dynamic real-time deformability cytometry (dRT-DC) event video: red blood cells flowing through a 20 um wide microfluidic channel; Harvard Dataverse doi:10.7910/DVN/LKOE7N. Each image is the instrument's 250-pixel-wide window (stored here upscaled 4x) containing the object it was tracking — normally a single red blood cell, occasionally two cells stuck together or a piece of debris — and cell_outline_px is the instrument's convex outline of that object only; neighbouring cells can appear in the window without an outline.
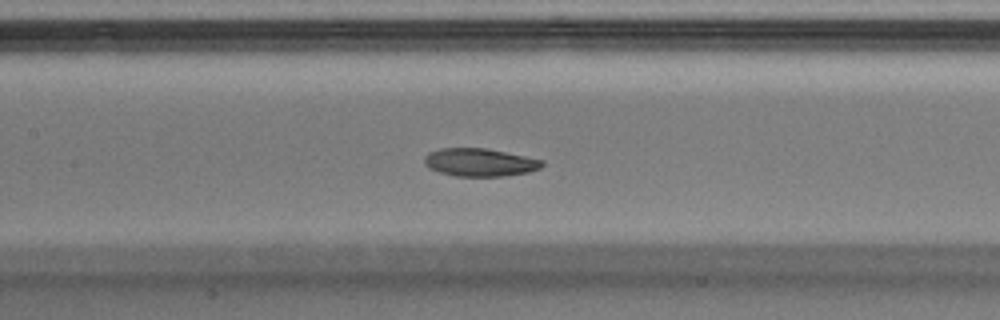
{"species": "Egyptian fruit bat (a non-hibernating species)", "species_latin": "Rousettus aegyptiacus", "temperature_condition": "warm", "stored_images_in_passage": 51, "camera_frame_rate_fps": 3000, "um_per_image_px": 0.085, "animal": {"sex": "male"}, "frame": {"image": 1, "passage_image": 23, "time_ms": 7.333, "image_size_px": [1000, 320], "cell_outline_px": [[544, 164], [540, 168], [528, 172], [504, 176], [456, 176], [440, 172], [428, 168], [424, 164], [424, 156], [428, 152], [440, 148], [488, 148], [544, 160]], "centroid_in_image_um": [40.77, 13.79], "position_along_channel_um": 166.6, "area_um2": 19.31}}
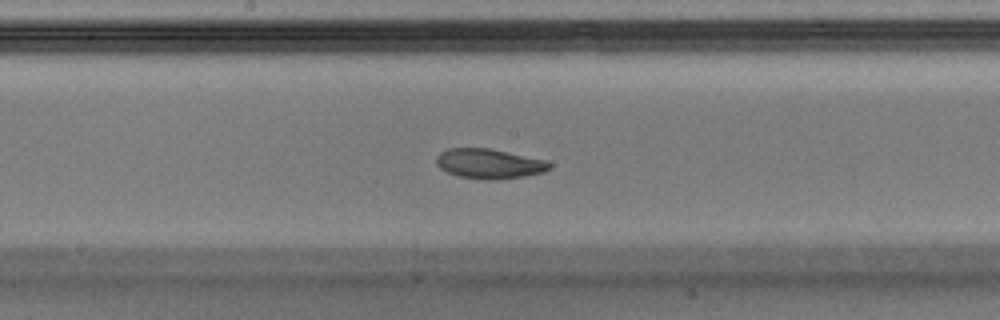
{"frame": {"image": 2, "passage_image": 26, "time_ms": 8.333, "image_size_px": [1000, 320], "cell_outline_px": [[552, 168], [544, 172], [524, 176], [488, 180], [456, 176], [440, 168], [436, 164], [436, 156], [440, 152], [448, 148], [488, 148], [548, 160], [552, 164]], "centroid_in_image_um": [41.59, 13.91], "position_along_channel_um": 206.6, "area_um2": 19.77}}
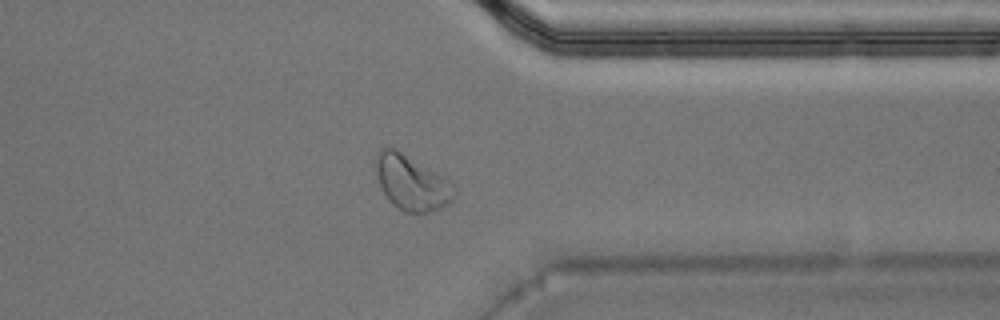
{"frame": {"image": 3, "passage_image": 39, "time_ms": 12.667, "image_size_px": [1000, 320], "cell_outline_px": [[456, 196], [448, 204], [440, 208], [428, 212], [404, 212], [384, 192], [380, 184], [376, 172], [376, 152], [380, 148], [396, 148], [452, 180], [456, 184]], "centroid_in_image_um": [35.06, 15.49], "position_along_channel_um": 376.3, "area_um2": 25.14}, "authors_computed_cell_mechanics": {"area_um2": 19.7098, "velocity_mm_per_s": 4.0136, "shape_relaxation_time_tau1_ms": 3.477, "shape_relaxation_time_tau2_ms": null, "deformation_change_tau1": 0.1417, "deformation_change_tau2": null}}